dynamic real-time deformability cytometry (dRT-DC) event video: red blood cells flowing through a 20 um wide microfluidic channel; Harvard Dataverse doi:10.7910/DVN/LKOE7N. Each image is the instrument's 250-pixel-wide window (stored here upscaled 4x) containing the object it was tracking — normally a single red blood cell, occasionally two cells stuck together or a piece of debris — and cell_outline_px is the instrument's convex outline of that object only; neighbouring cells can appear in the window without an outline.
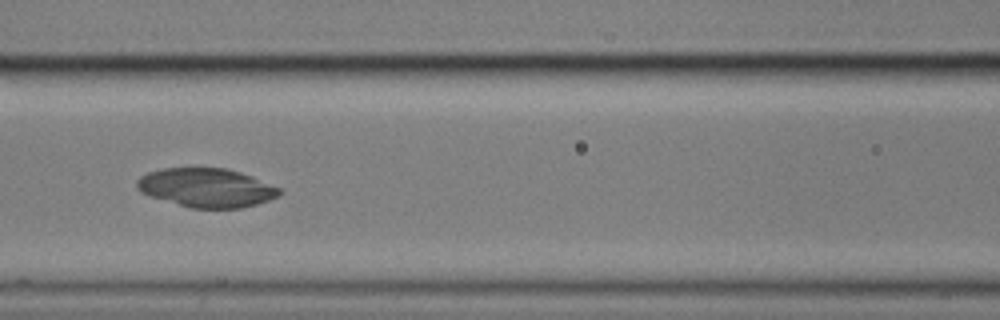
{"species": "common noctule bat (a hibernating species)", "species_latin": "Nyctalus noctula", "temperature_condition": "cold", "stored_images_in_passage": 24, "camera_frame_rate_fps": 3000, "um_per_image_px": 0.085, "animal": {"sex": "male", "body_mass_g": 17.9}, "frame": {"image": 1, "passage_image": 17, "time_ms": 5.333, "image_size_px": [1000, 320], "cell_outline_px": [[284, 192], [280, 196], [256, 204], [240, 208], [192, 208], [148, 196], [140, 192], [136, 188], [136, 180], [140, 176], [148, 172], [164, 168], [228, 168], [252, 176], [280, 188]], "centroid_in_image_um": [17.54, 15.95], "position_along_channel_um": 149.1, "area_um2": 32.48}}